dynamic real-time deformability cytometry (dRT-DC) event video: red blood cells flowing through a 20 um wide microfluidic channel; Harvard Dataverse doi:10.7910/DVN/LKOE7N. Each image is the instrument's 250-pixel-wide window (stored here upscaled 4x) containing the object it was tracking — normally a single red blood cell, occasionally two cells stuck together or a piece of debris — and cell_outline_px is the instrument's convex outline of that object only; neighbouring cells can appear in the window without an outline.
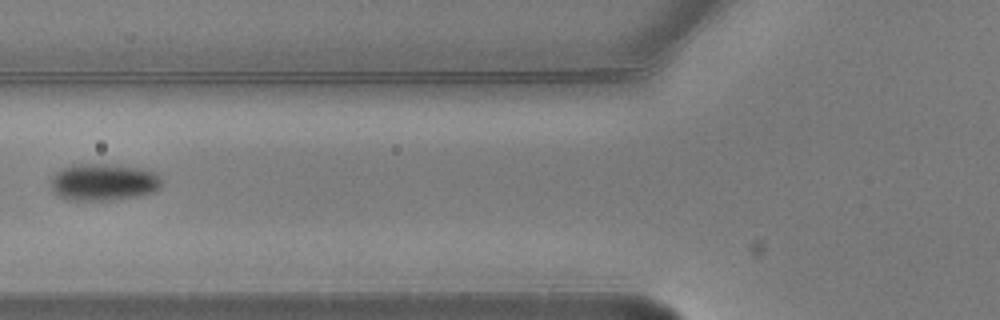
{"species": "common noctule bat (a hibernating species)", "species_latin": "Nyctalus noctula", "temperature_condition": "warm", "stored_images_in_passage": 3, "camera_frame_rate_fps": 3000, "um_per_image_px": 0.085, "animal": {"sex": "male", "body_mass_g": 20.5, "forearm_length_mm": 52.5}, "frame": {"image": 1, "passage_image": 2, "time_ms": 0.333, "image_size_px": [1000, 320], "cell_outline_px": [[164, 180], [160, 188], [156, 192], [140, 196], [108, 200], [68, 200], [60, 196], [52, 188], [52, 176], [60, 168], [76, 164], [104, 164], [140, 168], [152, 172], [160, 176]], "centroid_in_image_um": [8.85, 15.48], "position_along_channel_um": 117.0, "area_um2": 23.93}}